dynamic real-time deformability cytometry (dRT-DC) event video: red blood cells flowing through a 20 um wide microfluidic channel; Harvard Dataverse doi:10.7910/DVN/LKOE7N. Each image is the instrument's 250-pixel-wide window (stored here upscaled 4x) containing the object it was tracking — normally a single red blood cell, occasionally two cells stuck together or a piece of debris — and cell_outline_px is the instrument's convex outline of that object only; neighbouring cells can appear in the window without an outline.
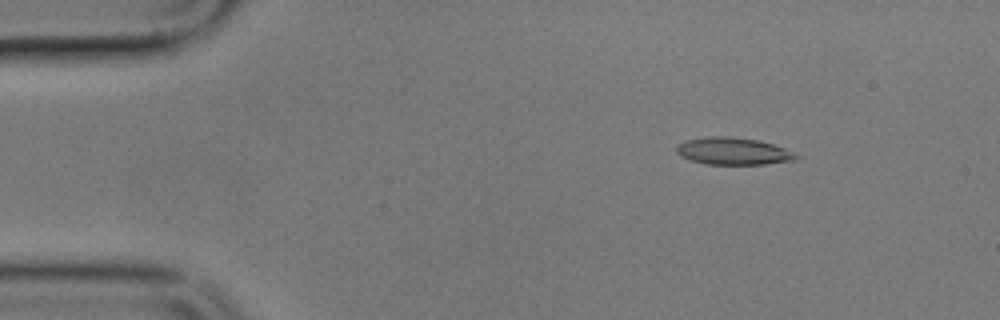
{"species": "common noctule bat (a hibernating species)", "species_latin": "Nyctalus noctula", "temperature_condition": "cold", "stored_images_in_passage": 7, "camera_frame_rate_fps": 3000, "um_per_image_px": 0.085, "animal": {"sex": "male", "body_mass_g": 17.9}, "frame": {"image": 1, "passage_image": 3, "time_ms": 2.333, "image_size_px": [1000, 320], "cell_outline_px": [[800, 156], [796, 160], [764, 164], [704, 164], [680, 156], [676, 152], [676, 144], [688, 140], [708, 136], [728, 136], [760, 140], [784, 148]], "centroid_in_image_um": [62.31, 12.85], "position_along_channel_um": 22.7, "area_um2": 18.96}}
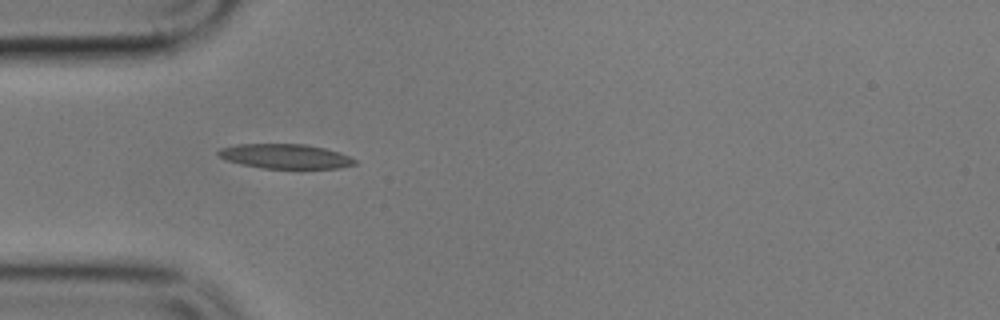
{"frame": {"image": 2, "passage_image": 6, "time_ms": 5.667, "image_size_px": [1000, 320], "cell_outline_px": [[356, 164], [340, 168], [260, 168], [240, 164], [224, 160], [216, 152], [220, 148], [236, 144], [304, 144], [324, 148], [340, 152], [356, 160]], "centroid_in_image_um": [24.21, 13.28], "position_along_channel_um": 60.8, "area_um2": 19.59}}
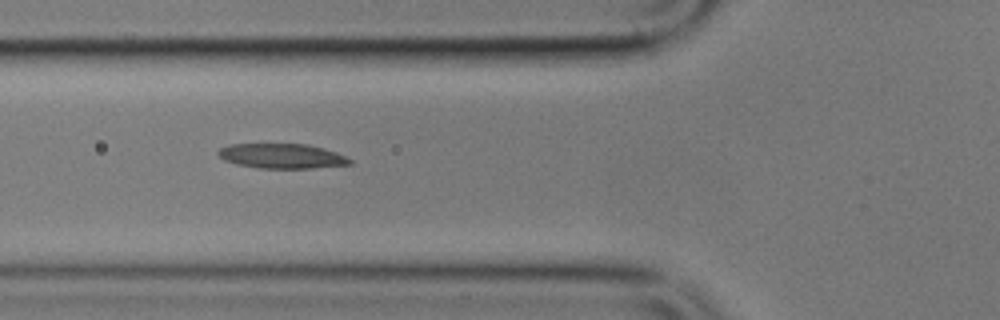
{"frame": {"image": 3, "passage_image": 7, "time_ms": 7.0, "image_size_px": [1000, 320], "cell_outline_px": [[352, 164], [312, 168], [260, 168], [236, 164], [224, 160], [216, 152], [220, 148], [228, 144], [308, 144], [324, 148], [336, 152], [352, 160]], "centroid_in_image_um": [23.95, 13.26], "position_along_channel_um": 101.9, "area_um2": 19.02}}